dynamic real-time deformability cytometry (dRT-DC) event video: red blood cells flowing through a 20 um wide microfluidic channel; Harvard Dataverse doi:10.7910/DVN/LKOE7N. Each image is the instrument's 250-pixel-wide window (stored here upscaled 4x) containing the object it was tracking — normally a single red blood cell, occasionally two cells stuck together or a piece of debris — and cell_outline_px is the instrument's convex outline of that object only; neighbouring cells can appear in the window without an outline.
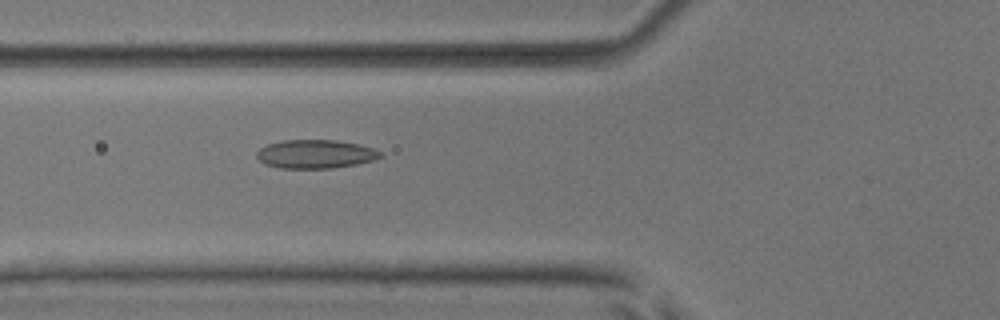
{"species": "common noctule bat (a hibernating species)", "species_latin": "Nyctalus noctula", "temperature_condition": "room temperature", "stored_images_in_passage": 3, "camera_frame_rate_fps": 3000, "um_per_image_px": 0.085, "animal": {"sex": "male", "body_mass_g": 17.9, "forearm_length_mm": 54.2}, "frame": {"image": 1, "passage_image": 3, "time_ms": 0.667, "image_size_px": [1000, 320], "cell_outline_px": [[384, 156], [376, 160], [356, 164], [332, 168], [280, 168], [264, 164], [256, 156], [256, 152], [260, 148], [268, 144], [280, 140], [336, 140], [360, 144], [376, 148], [384, 152]], "centroid_in_image_um": [26.88, 13.09], "position_along_channel_um": 98.9, "area_um2": 20.98}}